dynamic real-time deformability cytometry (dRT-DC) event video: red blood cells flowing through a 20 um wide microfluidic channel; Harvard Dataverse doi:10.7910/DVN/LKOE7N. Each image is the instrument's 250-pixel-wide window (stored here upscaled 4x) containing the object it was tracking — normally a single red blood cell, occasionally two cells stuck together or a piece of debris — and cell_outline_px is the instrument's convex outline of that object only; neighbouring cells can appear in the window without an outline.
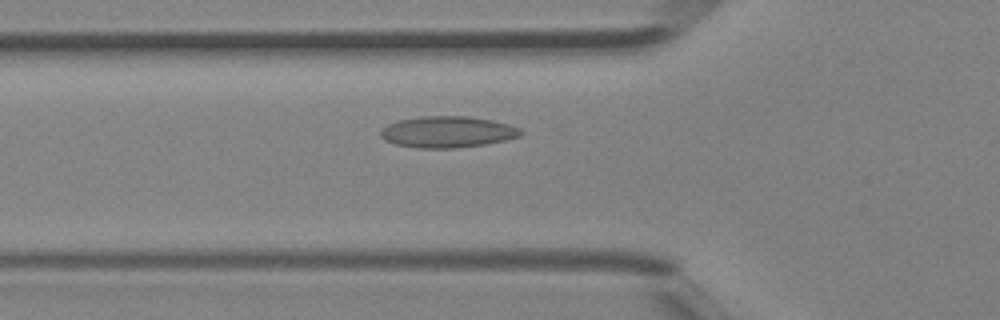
{"species": "Egyptian fruit bat (a non-hibernating species)", "species_latin": "Rousettus aegyptiacus", "temperature_condition": "room temperature", "stored_images_in_passage": 36, "camera_frame_rate_fps": 3000, "um_per_image_px": 0.085, "animal": {"sex": "female"}, "frame": {"image": 1, "passage_image": 9, "time_ms": 2.667, "image_size_px": [1000, 320], "cell_outline_px": [[524, 132], [520, 136], [504, 140], [484, 144], [456, 148], [420, 148], [396, 144], [384, 140], [380, 136], [380, 132], [388, 124], [400, 120], [424, 116], [468, 116], [492, 120], [508, 124], [520, 128]], "centroid_in_image_um": [38.05, 11.21], "position_along_channel_um": 87.7, "area_um2": 25.43}}
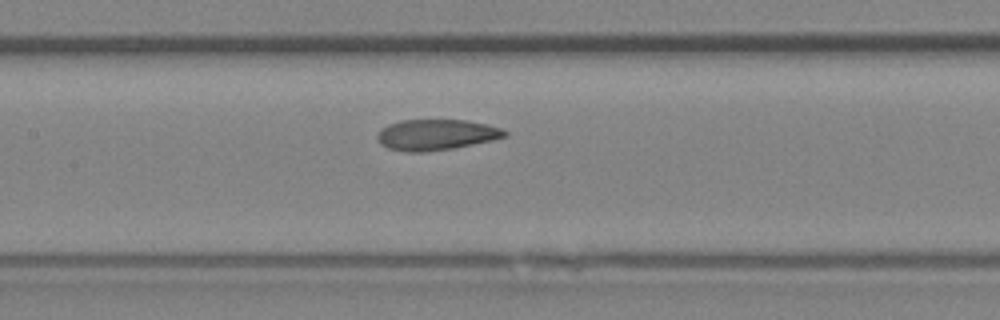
{"frame": {"image": 2, "passage_image": 14, "time_ms": 4.333, "image_size_px": [1000, 320], "cell_outline_px": [[508, 136], [492, 140], [452, 148], [424, 152], [404, 152], [388, 148], [380, 144], [376, 136], [380, 128], [388, 124], [400, 120], [464, 120], [488, 124], [500, 128], [508, 132]], "centroid_in_image_um": [37.04, 11.45], "position_along_channel_um": 170.4, "area_um2": 22.95}}
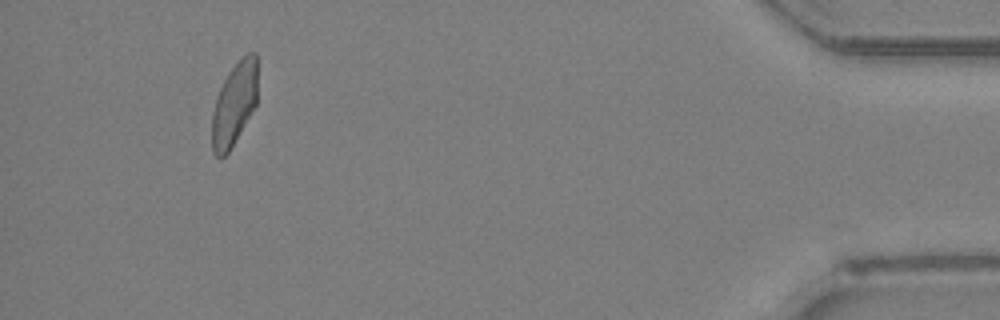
{"frame": {"image": 3, "passage_image": 33, "time_ms": 10.667, "image_size_px": [1000, 320], "cell_outline_px": [[256, 104], [228, 152], [220, 160], [212, 152], [212, 112], [216, 96], [228, 72], [248, 52], [256, 52]], "centroid_in_image_um": [19.88, 8.87], "position_along_channel_um": 415.3, "area_um2": 21.68}}